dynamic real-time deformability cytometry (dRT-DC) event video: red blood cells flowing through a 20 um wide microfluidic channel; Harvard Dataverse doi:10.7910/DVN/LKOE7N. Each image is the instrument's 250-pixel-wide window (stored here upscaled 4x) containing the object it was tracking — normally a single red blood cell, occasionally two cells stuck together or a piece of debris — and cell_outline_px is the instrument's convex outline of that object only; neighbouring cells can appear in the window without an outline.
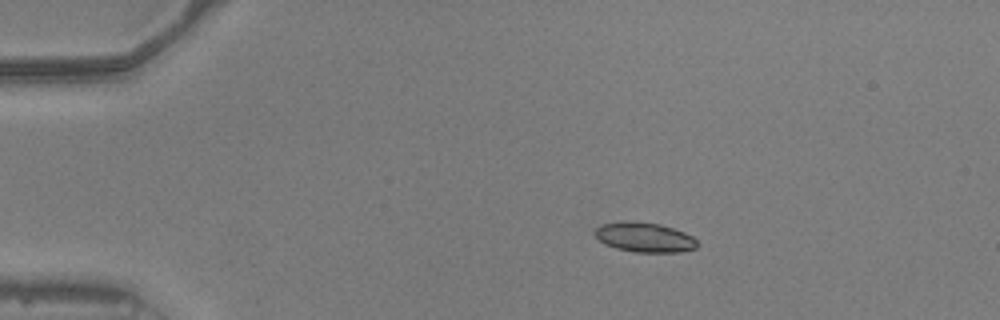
{"species": "common noctule bat (a hibernating species)", "species_latin": "Nyctalus noctula", "temperature_condition": "warm", "stored_images_in_passage": 2, "camera_frame_rate_fps": 3000, "um_per_image_px": 0.085, "animal": {"sex": "male", "body_mass_g": 20.5, "forearm_length_mm": 52.5}, "frame": {"image": 1, "passage_image": 1, "time_ms": 0.0, "image_size_px": [1000, 320], "cell_outline_px": [[700, 244], [696, 248], [680, 252], [636, 252], [616, 248], [604, 244], [592, 232], [596, 228], [604, 224], [620, 220], [660, 224], [684, 232], [692, 236]], "centroid_in_image_um": [54.79, 20.17], "position_along_channel_um": 30.2, "area_um2": 17.74}}